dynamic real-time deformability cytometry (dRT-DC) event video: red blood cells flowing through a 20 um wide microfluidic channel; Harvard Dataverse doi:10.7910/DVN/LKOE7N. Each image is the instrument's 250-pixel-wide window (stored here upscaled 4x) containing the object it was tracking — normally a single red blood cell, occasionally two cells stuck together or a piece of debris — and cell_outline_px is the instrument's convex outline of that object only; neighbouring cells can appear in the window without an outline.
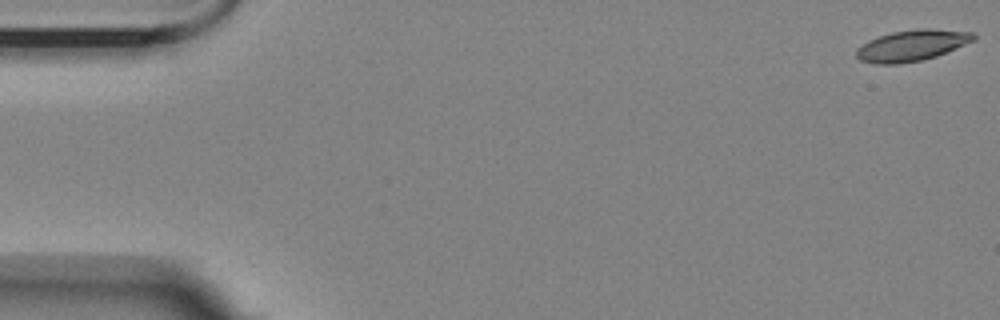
{"species": "Egyptian fruit bat (a non-hibernating species)", "species_latin": "Rousettus aegyptiacus", "temperature_condition": "room temperature", "stored_images_in_passage": 7, "camera_frame_rate_fps": 3000, "um_per_image_px": 0.085, "animal": {"sex": "female"}, "frame": {"image": 1, "passage_image": 1, "time_ms": 0.0, "image_size_px": [1000, 320], "cell_outline_px": [[976, 40], [936, 56], [920, 60], [900, 64], [876, 64], [860, 60], [856, 56], [856, 48], [868, 40], [892, 32], [916, 28], [932, 28], [972, 32], [976, 36]], "centroid_in_image_um": [77.51, 3.85], "position_along_channel_um": 7.5, "area_um2": 21.33}}